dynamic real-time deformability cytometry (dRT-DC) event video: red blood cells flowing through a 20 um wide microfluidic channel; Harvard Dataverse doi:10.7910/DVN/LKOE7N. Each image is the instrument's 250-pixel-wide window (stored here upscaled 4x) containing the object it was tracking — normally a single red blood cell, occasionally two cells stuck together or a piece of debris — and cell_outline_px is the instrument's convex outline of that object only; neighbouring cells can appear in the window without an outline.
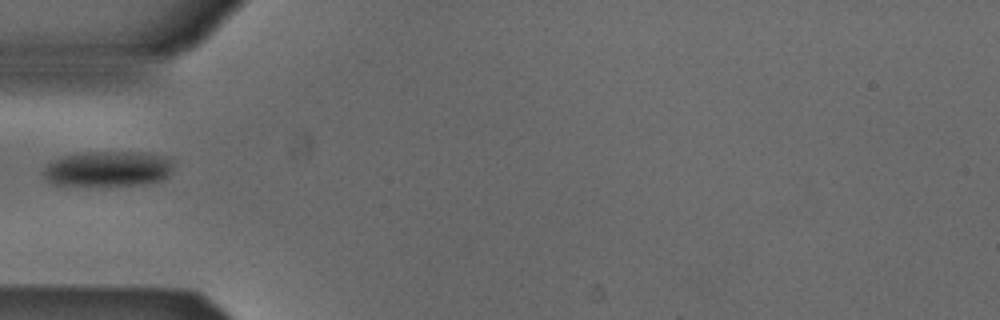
{"species": "Egyptian fruit bat (a non-hibernating species)", "species_latin": "Rousettus aegyptiacus", "temperature_condition": "cold", "stored_images_in_passage": 22, "camera_frame_rate_fps": 3000, "um_per_image_px": 0.085, "animal": {"sex": "male"}, "frame": {"image": 1, "passage_image": 1, "time_ms": 0.0, "image_size_px": [1000, 320], "cell_outline_px": [[172, 172], [168, 176], [160, 180], [140, 184], [52, 184], [44, 180], [44, 168], [48, 160], [60, 156], [88, 152], [148, 152], [164, 156], [172, 160]], "centroid_in_image_um": [9.15, 14.31], "position_along_channel_um": 75.9, "area_um2": 26.7}}